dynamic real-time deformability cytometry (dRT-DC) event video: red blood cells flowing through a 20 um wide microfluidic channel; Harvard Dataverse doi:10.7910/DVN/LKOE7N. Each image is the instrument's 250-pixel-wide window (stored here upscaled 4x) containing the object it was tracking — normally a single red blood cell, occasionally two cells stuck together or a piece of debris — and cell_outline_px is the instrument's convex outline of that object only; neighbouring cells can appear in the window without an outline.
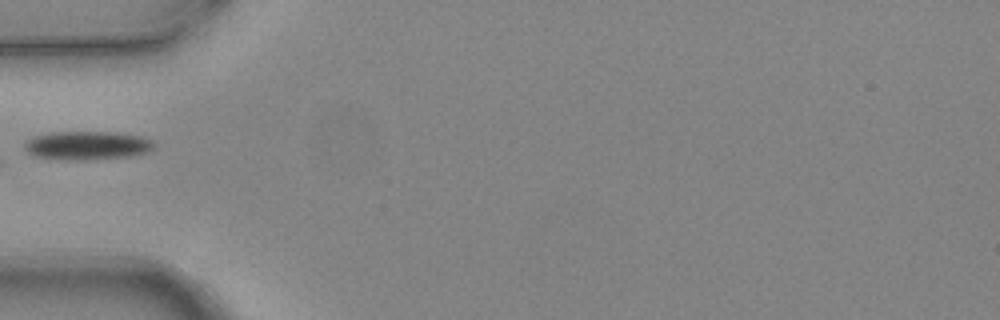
{"species": "common noctule bat (a hibernating species)", "species_latin": "Nyctalus noctula", "temperature_condition": "warm", "stored_images_in_passage": 6, "camera_frame_rate_fps": 3000, "um_per_image_px": 0.085, "animal": {"sex": "female", "body_mass_g": 24.6, "forearm_length_mm": 56.2}, "frame": {"image": 1, "passage_image": 6, "time_ms": 1.667, "image_size_px": [1000, 320], "cell_outline_px": [[156, 144], [148, 152], [128, 156], [76, 160], [64, 160], [36, 156], [28, 152], [24, 148], [24, 144], [32, 136], [52, 132], [116, 132], [140, 136], [152, 140]], "centroid_in_image_um": [7.4, 12.35], "position_along_channel_um": 77.6, "area_um2": 21.44}}